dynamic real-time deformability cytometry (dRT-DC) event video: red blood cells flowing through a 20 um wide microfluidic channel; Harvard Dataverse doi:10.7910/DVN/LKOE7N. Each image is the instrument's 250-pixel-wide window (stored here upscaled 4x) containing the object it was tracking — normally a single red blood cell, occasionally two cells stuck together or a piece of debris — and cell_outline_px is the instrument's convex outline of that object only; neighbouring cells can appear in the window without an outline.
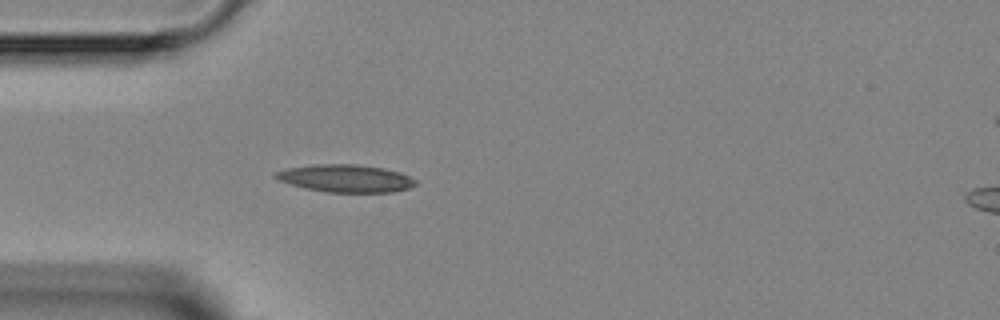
{"species": "Egyptian fruit bat (a non-hibernating species)", "species_latin": "Rousettus aegyptiacus", "temperature_condition": "room temperature", "stored_images_in_passage": 3, "camera_frame_rate_fps": 3000, "um_per_image_px": 0.085, "animal": {"sex": "female"}, "frame": {"image": 1, "passage_image": 3, "time_ms": 2.333, "image_size_px": [1000, 320], "cell_outline_px": [[416, 184], [408, 188], [392, 192], [328, 192], [308, 188], [292, 184], [280, 180], [272, 176], [276, 172], [284, 168], [316, 164], [356, 164], [384, 168], [400, 172], [416, 180]], "centroid_in_image_um": [29.38, 15.15], "position_along_channel_um": 55.6, "area_um2": 22.31}}